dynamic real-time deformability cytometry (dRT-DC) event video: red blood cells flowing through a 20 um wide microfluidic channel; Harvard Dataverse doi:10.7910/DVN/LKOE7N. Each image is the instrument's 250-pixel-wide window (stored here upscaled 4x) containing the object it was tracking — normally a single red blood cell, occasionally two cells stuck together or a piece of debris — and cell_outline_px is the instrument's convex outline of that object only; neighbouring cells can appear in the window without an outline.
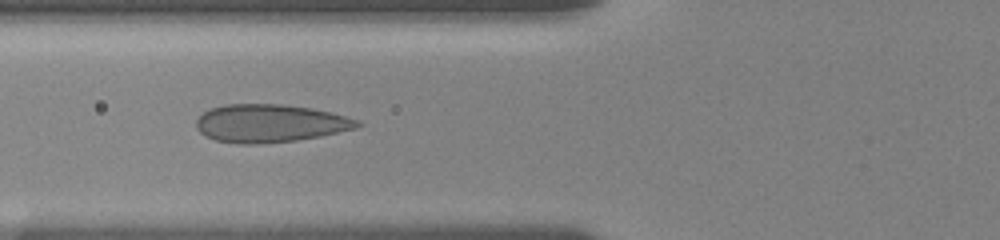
{"species": "human", "species_latin": "Homo sapiens", "temperature_condition": "room temperature", "stored_images_in_passage": 25, "camera_frame_rate_fps": 3000, "um_per_image_px": 0.085, "donor": {"sex": "female"}, "frame": {"image": 1, "passage_image": 18, "time_ms": 7.0, "image_size_px": [1000, 240], "cell_outline_px": [[364, 124], [356, 128], [320, 136], [296, 140], [260, 144], [236, 144], [216, 140], [204, 136], [196, 128], [196, 120], [204, 112], [212, 108], [224, 104], [280, 104], [312, 108], [332, 112], [360, 120]], "centroid_in_image_um": [22.96, 10.48], "position_along_channel_um": 102.8, "area_um2": 35.84}}
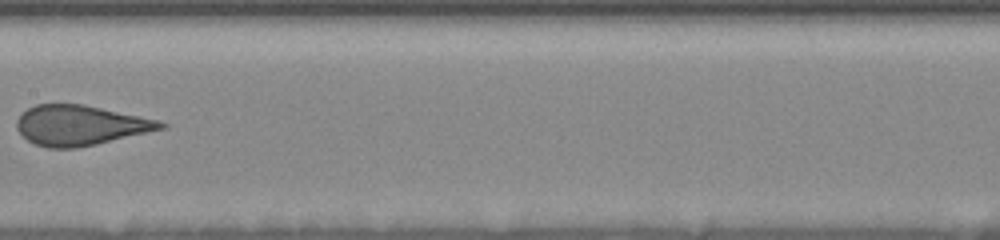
{"frame": {"image": 2, "passage_image": 23, "time_ms": 9.667, "image_size_px": [1000, 240], "cell_outline_px": [[168, 128], [96, 144], [76, 148], [48, 148], [36, 144], [28, 140], [16, 128], [16, 120], [20, 112], [36, 104], [84, 104], [160, 120], [168, 124]], "centroid_in_image_um": [6.84, 10.64], "position_along_channel_um": 200.6, "area_um2": 33.81}}
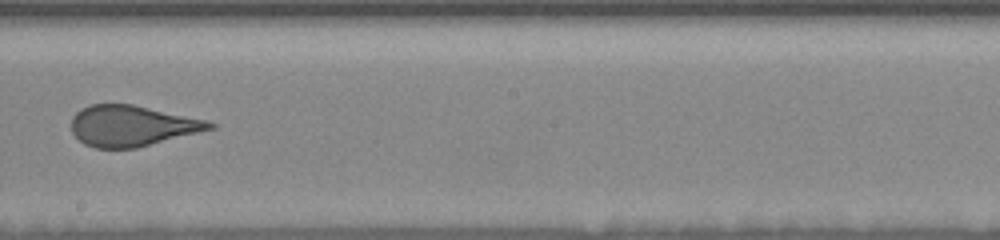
{"frame": {"image": 3, "passage_image": 24, "time_ms": 10.667, "image_size_px": [1000, 240], "cell_outline_px": [[216, 128], [136, 148], [96, 148], [84, 144], [72, 132], [72, 116], [80, 108], [88, 104], [132, 104], [208, 120], [216, 124]], "centroid_in_image_um": [11.22, 10.69], "position_along_channel_um": 237.0, "area_um2": 32.95}}